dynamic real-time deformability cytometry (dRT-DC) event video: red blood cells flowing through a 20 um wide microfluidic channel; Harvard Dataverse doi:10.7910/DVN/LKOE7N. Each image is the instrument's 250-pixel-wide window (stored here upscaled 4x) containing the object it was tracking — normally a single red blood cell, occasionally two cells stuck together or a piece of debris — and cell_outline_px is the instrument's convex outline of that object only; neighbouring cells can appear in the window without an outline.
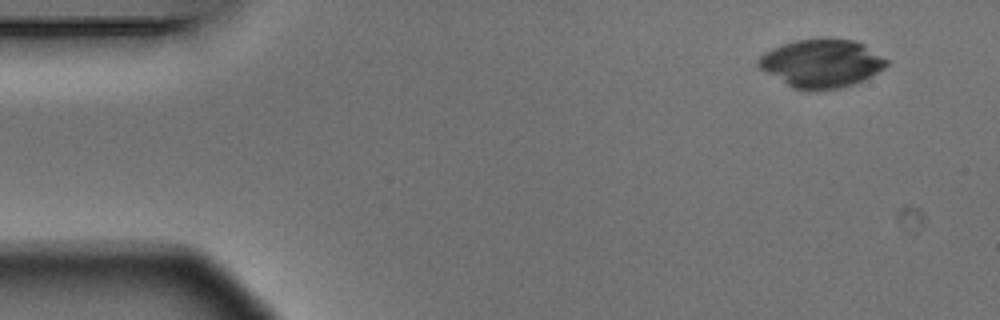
{"species": "Egyptian fruit bat (a non-hibernating species)", "species_latin": "Rousettus aegyptiacus", "temperature_condition": "warm", "stored_images_in_passage": 3, "camera_frame_rate_fps": 3000, "um_per_image_px": 0.085, "animal": {"sex": "male"}, "frame": {"image": 1, "passage_image": 1, "time_ms": 0.0, "image_size_px": [1000, 320], "cell_outline_px": [[888, 64], [884, 68], [864, 80], [852, 84], [836, 88], [792, 88], [760, 68], [756, 64], [760, 56], [764, 52], [772, 48], [796, 40], [828, 36], [856, 40], [864, 44], [888, 60]], "centroid_in_image_um": [69.84, 5.32], "position_along_channel_um": 15.2, "area_um2": 35.84}}